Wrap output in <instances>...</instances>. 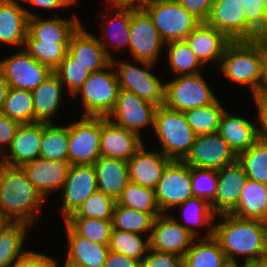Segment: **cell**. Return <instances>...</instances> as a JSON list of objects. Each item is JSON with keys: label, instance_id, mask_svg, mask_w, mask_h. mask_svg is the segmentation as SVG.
I'll list each match as a JSON object with an SVG mask.
<instances>
[{"label": "cell", "instance_id": "16", "mask_svg": "<svg viewBox=\"0 0 267 267\" xmlns=\"http://www.w3.org/2000/svg\"><path fill=\"white\" fill-rule=\"evenodd\" d=\"M172 217L162 214L155 218L149 238L150 249L183 257L196 237Z\"/></svg>", "mask_w": 267, "mask_h": 267}, {"label": "cell", "instance_id": "41", "mask_svg": "<svg viewBox=\"0 0 267 267\" xmlns=\"http://www.w3.org/2000/svg\"><path fill=\"white\" fill-rule=\"evenodd\" d=\"M1 112L21 124L34 123L35 113L31 91L10 87Z\"/></svg>", "mask_w": 267, "mask_h": 267}, {"label": "cell", "instance_id": "12", "mask_svg": "<svg viewBox=\"0 0 267 267\" xmlns=\"http://www.w3.org/2000/svg\"><path fill=\"white\" fill-rule=\"evenodd\" d=\"M0 73L11 88L33 91L52 70L21 49L20 52L0 60Z\"/></svg>", "mask_w": 267, "mask_h": 267}, {"label": "cell", "instance_id": "42", "mask_svg": "<svg viewBox=\"0 0 267 267\" xmlns=\"http://www.w3.org/2000/svg\"><path fill=\"white\" fill-rule=\"evenodd\" d=\"M78 236L101 245H108L113 230L111 220L96 218H67L64 220Z\"/></svg>", "mask_w": 267, "mask_h": 267}, {"label": "cell", "instance_id": "3", "mask_svg": "<svg viewBox=\"0 0 267 267\" xmlns=\"http://www.w3.org/2000/svg\"><path fill=\"white\" fill-rule=\"evenodd\" d=\"M263 56L264 38L230 41L218 67L226 78L239 85L249 86L251 94H254L260 80Z\"/></svg>", "mask_w": 267, "mask_h": 267}, {"label": "cell", "instance_id": "61", "mask_svg": "<svg viewBox=\"0 0 267 267\" xmlns=\"http://www.w3.org/2000/svg\"><path fill=\"white\" fill-rule=\"evenodd\" d=\"M109 5L110 3H134L136 0H105Z\"/></svg>", "mask_w": 267, "mask_h": 267}, {"label": "cell", "instance_id": "26", "mask_svg": "<svg viewBox=\"0 0 267 267\" xmlns=\"http://www.w3.org/2000/svg\"><path fill=\"white\" fill-rule=\"evenodd\" d=\"M186 42L200 62L220 64L225 48L230 40L217 29L201 22L187 37Z\"/></svg>", "mask_w": 267, "mask_h": 267}, {"label": "cell", "instance_id": "13", "mask_svg": "<svg viewBox=\"0 0 267 267\" xmlns=\"http://www.w3.org/2000/svg\"><path fill=\"white\" fill-rule=\"evenodd\" d=\"M205 23L221 31L230 41L261 38L246 22L240 0H213Z\"/></svg>", "mask_w": 267, "mask_h": 267}, {"label": "cell", "instance_id": "44", "mask_svg": "<svg viewBox=\"0 0 267 267\" xmlns=\"http://www.w3.org/2000/svg\"><path fill=\"white\" fill-rule=\"evenodd\" d=\"M116 204L144 213H162L158 207L155 189L129 182L122 190Z\"/></svg>", "mask_w": 267, "mask_h": 267}, {"label": "cell", "instance_id": "24", "mask_svg": "<svg viewBox=\"0 0 267 267\" xmlns=\"http://www.w3.org/2000/svg\"><path fill=\"white\" fill-rule=\"evenodd\" d=\"M33 12L23 8L17 0H0V42L23 48L28 34V20Z\"/></svg>", "mask_w": 267, "mask_h": 267}, {"label": "cell", "instance_id": "65", "mask_svg": "<svg viewBox=\"0 0 267 267\" xmlns=\"http://www.w3.org/2000/svg\"><path fill=\"white\" fill-rule=\"evenodd\" d=\"M149 1H152V0H136L133 4L141 6V5H143V4H145L146 2H149Z\"/></svg>", "mask_w": 267, "mask_h": 267}, {"label": "cell", "instance_id": "46", "mask_svg": "<svg viewBox=\"0 0 267 267\" xmlns=\"http://www.w3.org/2000/svg\"><path fill=\"white\" fill-rule=\"evenodd\" d=\"M116 200L100 191L94 192L68 218L112 220Z\"/></svg>", "mask_w": 267, "mask_h": 267}, {"label": "cell", "instance_id": "56", "mask_svg": "<svg viewBox=\"0 0 267 267\" xmlns=\"http://www.w3.org/2000/svg\"><path fill=\"white\" fill-rule=\"evenodd\" d=\"M24 2L30 3L31 5L43 7L45 9H59L65 7H70L73 4L77 3V0H23Z\"/></svg>", "mask_w": 267, "mask_h": 267}, {"label": "cell", "instance_id": "64", "mask_svg": "<svg viewBox=\"0 0 267 267\" xmlns=\"http://www.w3.org/2000/svg\"><path fill=\"white\" fill-rule=\"evenodd\" d=\"M64 267H81L79 265H76L74 263H71L70 261H68L67 259L65 260V264Z\"/></svg>", "mask_w": 267, "mask_h": 267}, {"label": "cell", "instance_id": "37", "mask_svg": "<svg viewBox=\"0 0 267 267\" xmlns=\"http://www.w3.org/2000/svg\"><path fill=\"white\" fill-rule=\"evenodd\" d=\"M177 207L182 208L183 217L184 220L188 223H190L193 226H190L189 224L184 225L181 224L184 228H186L188 231H190L195 237H200L199 231L196 229L195 226H206L208 227L207 235H203L202 237H211L213 236V227L212 224L214 218L216 215L213 213L210 203H208L206 200L192 197L186 200L181 205H178ZM194 227V228H193Z\"/></svg>", "mask_w": 267, "mask_h": 267}, {"label": "cell", "instance_id": "50", "mask_svg": "<svg viewBox=\"0 0 267 267\" xmlns=\"http://www.w3.org/2000/svg\"><path fill=\"white\" fill-rule=\"evenodd\" d=\"M143 267H183V257L149 248L143 259Z\"/></svg>", "mask_w": 267, "mask_h": 267}, {"label": "cell", "instance_id": "18", "mask_svg": "<svg viewBox=\"0 0 267 267\" xmlns=\"http://www.w3.org/2000/svg\"><path fill=\"white\" fill-rule=\"evenodd\" d=\"M247 180L246 172L238 161L217 170V192L210 204L216 216L231 213L237 207L241 189Z\"/></svg>", "mask_w": 267, "mask_h": 267}, {"label": "cell", "instance_id": "31", "mask_svg": "<svg viewBox=\"0 0 267 267\" xmlns=\"http://www.w3.org/2000/svg\"><path fill=\"white\" fill-rule=\"evenodd\" d=\"M238 156L257 140L256 125L249 119L229 114L225 109L217 131Z\"/></svg>", "mask_w": 267, "mask_h": 267}, {"label": "cell", "instance_id": "36", "mask_svg": "<svg viewBox=\"0 0 267 267\" xmlns=\"http://www.w3.org/2000/svg\"><path fill=\"white\" fill-rule=\"evenodd\" d=\"M28 227L25 223H12L0 233V267H10L28 252L22 251Z\"/></svg>", "mask_w": 267, "mask_h": 267}, {"label": "cell", "instance_id": "28", "mask_svg": "<svg viewBox=\"0 0 267 267\" xmlns=\"http://www.w3.org/2000/svg\"><path fill=\"white\" fill-rule=\"evenodd\" d=\"M93 166L96 171L98 191L117 201L122 190L130 182L128 162L100 156Z\"/></svg>", "mask_w": 267, "mask_h": 267}, {"label": "cell", "instance_id": "47", "mask_svg": "<svg viewBox=\"0 0 267 267\" xmlns=\"http://www.w3.org/2000/svg\"><path fill=\"white\" fill-rule=\"evenodd\" d=\"M59 76L63 86H66L68 93L73 96L87 80L90 72H88L83 66L75 59H73L68 53H66L64 59L59 66L54 70Z\"/></svg>", "mask_w": 267, "mask_h": 267}, {"label": "cell", "instance_id": "19", "mask_svg": "<svg viewBox=\"0 0 267 267\" xmlns=\"http://www.w3.org/2000/svg\"><path fill=\"white\" fill-rule=\"evenodd\" d=\"M143 144L137 133L115 124L108 117H101V156L128 161Z\"/></svg>", "mask_w": 267, "mask_h": 267}, {"label": "cell", "instance_id": "4", "mask_svg": "<svg viewBox=\"0 0 267 267\" xmlns=\"http://www.w3.org/2000/svg\"><path fill=\"white\" fill-rule=\"evenodd\" d=\"M153 129L162 144L159 151L171 160H183L197 136L184 112L164 105L156 108Z\"/></svg>", "mask_w": 267, "mask_h": 267}, {"label": "cell", "instance_id": "20", "mask_svg": "<svg viewBox=\"0 0 267 267\" xmlns=\"http://www.w3.org/2000/svg\"><path fill=\"white\" fill-rule=\"evenodd\" d=\"M71 166L68 161H53L39 157L25 163L22 168L37 192L46 200L49 193L62 189Z\"/></svg>", "mask_w": 267, "mask_h": 267}, {"label": "cell", "instance_id": "7", "mask_svg": "<svg viewBox=\"0 0 267 267\" xmlns=\"http://www.w3.org/2000/svg\"><path fill=\"white\" fill-rule=\"evenodd\" d=\"M144 68L112 59L120 89L135 93L155 106L164 105L165 84L152 74L155 63L138 60Z\"/></svg>", "mask_w": 267, "mask_h": 267}, {"label": "cell", "instance_id": "53", "mask_svg": "<svg viewBox=\"0 0 267 267\" xmlns=\"http://www.w3.org/2000/svg\"><path fill=\"white\" fill-rule=\"evenodd\" d=\"M58 262L42 253L28 251L22 258L16 260L10 267H57Z\"/></svg>", "mask_w": 267, "mask_h": 267}, {"label": "cell", "instance_id": "29", "mask_svg": "<svg viewBox=\"0 0 267 267\" xmlns=\"http://www.w3.org/2000/svg\"><path fill=\"white\" fill-rule=\"evenodd\" d=\"M64 86L59 76L52 73L33 91L35 122L53 123V116L58 113L62 102Z\"/></svg>", "mask_w": 267, "mask_h": 267}, {"label": "cell", "instance_id": "66", "mask_svg": "<svg viewBox=\"0 0 267 267\" xmlns=\"http://www.w3.org/2000/svg\"><path fill=\"white\" fill-rule=\"evenodd\" d=\"M265 226V240H266V252H267V221L264 222Z\"/></svg>", "mask_w": 267, "mask_h": 267}, {"label": "cell", "instance_id": "39", "mask_svg": "<svg viewBox=\"0 0 267 267\" xmlns=\"http://www.w3.org/2000/svg\"><path fill=\"white\" fill-rule=\"evenodd\" d=\"M217 99L211 104L186 110L188 124L196 135L216 133L225 108Z\"/></svg>", "mask_w": 267, "mask_h": 267}, {"label": "cell", "instance_id": "8", "mask_svg": "<svg viewBox=\"0 0 267 267\" xmlns=\"http://www.w3.org/2000/svg\"><path fill=\"white\" fill-rule=\"evenodd\" d=\"M164 84V106L175 111L204 107L218 99L201 73L179 75Z\"/></svg>", "mask_w": 267, "mask_h": 267}, {"label": "cell", "instance_id": "33", "mask_svg": "<svg viewBox=\"0 0 267 267\" xmlns=\"http://www.w3.org/2000/svg\"><path fill=\"white\" fill-rule=\"evenodd\" d=\"M228 263L214 236L195 238L183 256V267H225Z\"/></svg>", "mask_w": 267, "mask_h": 267}, {"label": "cell", "instance_id": "38", "mask_svg": "<svg viewBox=\"0 0 267 267\" xmlns=\"http://www.w3.org/2000/svg\"><path fill=\"white\" fill-rule=\"evenodd\" d=\"M169 66L174 75H195L201 73L203 65L191 50L186 40L165 43Z\"/></svg>", "mask_w": 267, "mask_h": 267}, {"label": "cell", "instance_id": "43", "mask_svg": "<svg viewBox=\"0 0 267 267\" xmlns=\"http://www.w3.org/2000/svg\"><path fill=\"white\" fill-rule=\"evenodd\" d=\"M143 240L140 234L113 229L108 248L110 251L135 258L144 259L150 248L149 238Z\"/></svg>", "mask_w": 267, "mask_h": 267}, {"label": "cell", "instance_id": "5", "mask_svg": "<svg viewBox=\"0 0 267 267\" xmlns=\"http://www.w3.org/2000/svg\"><path fill=\"white\" fill-rule=\"evenodd\" d=\"M119 90L117 75L111 63L100 71L90 73L73 96L81 94L85 109L82 116L106 118L116 105Z\"/></svg>", "mask_w": 267, "mask_h": 267}, {"label": "cell", "instance_id": "59", "mask_svg": "<svg viewBox=\"0 0 267 267\" xmlns=\"http://www.w3.org/2000/svg\"><path fill=\"white\" fill-rule=\"evenodd\" d=\"M13 222L0 210V233L3 232Z\"/></svg>", "mask_w": 267, "mask_h": 267}, {"label": "cell", "instance_id": "11", "mask_svg": "<svg viewBox=\"0 0 267 267\" xmlns=\"http://www.w3.org/2000/svg\"><path fill=\"white\" fill-rule=\"evenodd\" d=\"M129 51L133 61H156L165 43L160 38L152 18L141 7L132 3V18L129 29Z\"/></svg>", "mask_w": 267, "mask_h": 267}, {"label": "cell", "instance_id": "23", "mask_svg": "<svg viewBox=\"0 0 267 267\" xmlns=\"http://www.w3.org/2000/svg\"><path fill=\"white\" fill-rule=\"evenodd\" d=\"M142 147L127 161L129 180L142 187L155 189L170 158L160 151H147Z\"/></svg>", "mask_w": 267, "mask_h": 267}, {"label": "cell", "instance_id": "27", "mask_svg": "<svg viewBox=\"0 0 267 267\" xmlns=\"http://www.w3.org/2000/svg\"><path fill=\"white\" fill-rule=\"evenodd\" d=\"M110 9L113 8V15H105L108 22L103 26L102 31L104 36H108L107 40L104 38H98L100 44L106 51L107 55L113 59L112 53L109 52L108 46L113 49H120L121 47L127 46L129 48V29L132 18V3H110ZM111 39V40H110ZM108 41V42H107ZM110 41V42H109ZM111 44V45H110Z\"/></svg>", "mask_w": 267, "mask_h": 267}, {"label": "cell", "instance_id": "21", "mask_svg": "<svg viewBox=\"0 0 267 267\" xmlns=\"http://www.w3.org/2000/svg\"><path fill=\"white\" fill-rule=\"evenodd\" d=\"M67 53L90 73L106 68L112 61L98 38L82 24L71 36Z\"/></svg>", "mask_w": 267, "mask_h": 267}, {"label": "cell", "instance_id": "58", "mask_svg": "<svg viewBox=\"0 0 267 267\" xmlns=\"http://www.w3.org/2000/svg\"><path fill=\"white\" fill-rule=\"evenodd\" d=\"M9 84L7 83L6 79L0 73V112L2 111L4 101L7 97L9 91Z\"/></svg>", "mask_w": 267, "mask_h": 267}, {"label": "cell", "instance_id": "57", "mask_svg": "<svg viewBox=\"0 0 267 267\" xmlns=\"http://www.w3.org/2000/svg\"><path fill=\"white\" fill-rule=\"evenodd\" d=\"M254 94H267V38H264V56L261 62L260 80Z\"/></svg>", "mask_w": 267, "mask_h": 267}, {"label": "cell", "instance_id": "10", "mask_svg": "<svg viewBox=\"0 0 267 267\" xmlns=\"http://www.w3.org/2000/svg\"><path fill=\"white\" fill-rule=\"evenodd\" d=\"M155 196L162 214H167V210L177 208L194 197L191 188V166L183 160H171L157 183Z\"/></svg>", "mask_w": 267, "mask_h": 267}, {"label": "cell", "instance_id": "9", "mask_svg": "<svg viewBox=\"0 0 267 267\" xmlns=\"http://www.w3.org/2000/svg\"><path fill=\"white\" fill-rule=\"evenodd\" d=\"M101 117L81 116L69 124L68 162L71 165H93L101 156Z\"/></svg>", "mask_w": 267, "mask_h": 267}, {"label": "cell", "instance_id": "40", "mask_svg": "<svg viewBox=\"0 0 267 267\" xmlns=\"http://www.w3.org/2000/svg\"><path fill=\"white\" fill-rule=\"evenodd\" d=\"M248 179L267 185V142L257 139L237 156Z\"/></svg>", "mask_w": 267, "mask_h": 267}, {"label": "cell", "instance_id": "62", "mask_svg": "<svg viewBox=\"0 0 267 267\" xmlns=\"http://www.w3.org/2000/svg\"><path fill=\"white\" fill-rule=\"evenodd\" d=\"M264 14H265V38H267V0H264Z\"/></svg>", "mask_w": 267, "mask_h": 267}, {"label": "cell", "instance_id": "51", "mask_svg": "<svg viewBox=\"0 0 267 267\" xmlns=\"http://www.w3.org/2000/svg\"><path fill=\"white\" fill-rule=\"evenodd\" d=\"M20 124L18 121L10 119L4 113L0 112V158L10 147Z\"/></svg>", "mask_w": 267, "mask_h": 267}, {"label": "cell", "instance_id": "25", "mask_svg": "<svg viewBox=\"0 0 267 267\" xmlns=\"http://www.w3.org/2000/svg\"><path fill=\"white\" fill-rule=\"evenodd\" d=\"M81 24L75 13L70 20L61 18L58 14L50 19L34 16L28 20V34L25 41L69 43L71 36Z\"/></svg>", "mask_w": 267, "mask_h": 267}, {"label": "cell", "instance_id": "1", "mask_svg": "<svg viewBox=\"0 0 267 267\" xmlns=\"http://www.w3.org/2000/svg\"><path fill=\"white\" fill-rule=\"evenodd\" d=\"M219 216L222 220L214 224L213 236L229 263H238V258L242 256L243 263L251 264L266 253L263 221L240 218L231 213Z\"/></svg>", "mask_w": 267, "mask_h": 267}, {"label": "cell", "instance_id": "60", "mask_svg": "<svg viewBox=\"0 0 267 267\" xmlns=\"http://www.w3.org/2000/svg\"><path fill=\"white\" fill-rule=\"evenodd\" d=\"M250 267H267V252L263 254L260 258L256 261H253L250 264Z\"/></svg>", "mask_w": 267, "mask_h": 267}, {"label": "cell", "instance_id": "45", "mask_svg": "<svg viewBox=\"0 0 267 267\" xmlns=\"http://www.w3.org/2000/svg\"><path fill=\"white\" fill-rule=\"evenodd\" d=\"M69 43L25 41L23 49L54 71L64 59Z\"/></svg>", "mask_w": 267, "mask_h": 267}, {"label": "cell", "instance_id": "32", "mask_svg": "<svg viewBox=\"0 0 267 267\" xmlns=\"http://www.w3.org/2000/svg\"><path fill=\"white\" fill-rule=\"evenodd\" d=\"M231 214L240 218L267 221V185L248 179Z\"/></svg>", "mask_w": 267, "mask_h": 267}, {"label": "cell", "instance_id": "63", "mask_svg": "<svg viewBox=\"0 0 267 267\" xmlns=\"http://www.w3.org/2000/svg\"><path fill=\"white\" fill-rule=\"evenodd\" d=\"M225 267H250V264L242 263L239 265V263H228Z\"/></svg>", "mask_w": 267, "mask_h": 267}, {"label": "cell", "instance_id": "22", "mask_svg": "<svg viewBox=\"0 0 267 267\" xmlns=\"http://www.w3.org/2000/svg\"><path fill=\"white\" fill-rule=\"evenodd\" d=\"M42 139V122L20 124L8 152L0 161L11 166H23L40 157V142Z\"/></svg>", "mask_w": 267, "mask_h": 267}, {"label": "cell", "instance_id": "30", "mask_svg": "<svg viewBox=\"0 0 267 267\" xmlns=\"http://www.w3.org/2000/svg\"><path fill=\"white\" fill-rule=\"evenodd\" d=\"M66 259L81 267H103L109 253L108 245H101L78 236L66 223Z\"/></svg>", "mask_w": 267, "mask_h": 267}, {"label": "cell", "instance_id": "55", "mask_svg": "<svg viewBox=\"0 0 267 267\" xmlns=\"http://www.w3.org/2000/svg\"><path fill=\"white\" fill-rule=\"evenodd\" d=\"M103 267H143V259L137 260L109 251Z\"/></svg>", "mask_w": 267, "mask_h": 267}, {"label": "cell", "instance_id": "52", "mask_svg": "<svg viewBox=\"0 0 267 267\" xmlns=\"http://www.w3.org/2000/svg\"><path fill=\"white\" fill-rule=\"evenodd\" d=\"M257 106V139L267 142V94H252Z\"/></svg>", "mask_w": 267, "mask_h": 267}, {"label": "cell", "instance_id": "17", "mask_svg": "<svg viewBox=\"0 0 267 267\" xmlns=\"http://www.w3.org/2000/svg\"><path fill=\"white\" fill-rule=\"evenodd\" d=\"M98 190L93 165H72L61 189L62 217L67 219L76 209Z\"/></svg>", "mask_w": 267, "mask_h": 267}, {"label": "cell", "instance_id": "48", "mask_svg": "<svg viewBox=\"0 0 267 267\" xmlns=\"http://www.w3.org/2000/svg\"><path fill=\"white\" fill-rule=\"evenodd\" d=\"M191 188L194 197L211 204L217 192V170L191 167Z\"/></svg>", "mask_w": 267, "mask_h": 267}, {"label": "cell", "instance_id": "49", "mask_svg": "<svg viewBox=\"0 0 267 267\" xmlns=\"http://www.w3.org/2000/svg\"><path fill=\"white\" fill-rule=\"evenodd\" d=\"M245 12V22L261 37L265 38L264 0H240Z\"/></svg>", "mask_w": 267, "mask_h": 267}, {"label": "cell", "instance_id": "15", "mask_svg": "<svg viewBox=\"0 0 267 267\" xmlns=\"http://www.w3.org/2000/svg\"><path fill=\"white\" fill-rule=\"evenodd\" d=\"M157 106L143 100L135 93L120 89L116 105L108 116L115 124L133 131L140 136L141 129L154 127V114Z\"/></svg>", "mask_w": 267, "mask_h": 267}, {"label": "cell", "instance_id": "35", "mask_svg": "<svg viewBox=\"0 0 267 267\" xmlns=\"http://www.w3.org/2000/svg\"><path fill=\"white\" fill-rule=\"evenodd\" d=\"M159 215H162V213H144L136 209L115 204L111 221L113 229L140 235L147 234V237L150 238L154 220Z\"/></svg>", "mask_w": 267, "mask_h": 267}, {"label": "cell", "instance_id": "6", "mask_svg": "<svg viewBox=\"0 0 267 267\" xmlns=\"http://www.w3.org/2000/svg\"><path fill=\"white\" fill-rule=\"evenodd\" d=\"M152 18L164 43L185 40L201 23L175 0H152L141 5Z\"/></svg>", "mask_w": 267, "mask_h": 267}, {"label": "cell", "instance_id": "14", "mask_svg": "<svg viewBox=\"0 0 267 267\" xmlns=\"http://www.w3.org/2000/svg\"><path fill=\"white\" fill-rule=\"evenodd\" d=\"M183 161L197 168L221 169L237 161V155L218 133L197 135Z\"/></svg>", "mask_w": 267, "mask_h": 267}, {"label": "cell", "instance_id": "54", "mask_svg": "<svg viewBox=\"0 0 267 267\" xmlns=\"http://www.w3.org/2000/svg\"><path fill=\"white\" fill-rule=\"evenodd\" d=\"M186 11L193 14L201 22L209 16L213 0H175Z\"/></svg>", "mask_w": 267, "mask_h": 267}, {"label": "cell", "instance_id": "34", "mask_svg": "<svg viewBox=\"0 0 267 267\" xmlns=\"http://www.w3.org/2000/svg\"><path fill=\"white\" fill-rule=\"evenodd\" d=\"M69 125L57 126L42 123L40 158L53 161H68Z\"/></svg>", "mask_w": 267, "mask_h": 267}, {"label": "cell", "instance_id": "2", "mask_svg": "<svg viewBox=\"0 0 267 267\" xmlns=\"http://www.w3.org/2000/svg\"><path fill=\"white\" fill-rule=\"evenodd\" d=\"M44 201L22 166L0 161V210L13 223L32 226Z\"/></svg>", "mask_w": 267, "mask_h": 267}]
</instances>
